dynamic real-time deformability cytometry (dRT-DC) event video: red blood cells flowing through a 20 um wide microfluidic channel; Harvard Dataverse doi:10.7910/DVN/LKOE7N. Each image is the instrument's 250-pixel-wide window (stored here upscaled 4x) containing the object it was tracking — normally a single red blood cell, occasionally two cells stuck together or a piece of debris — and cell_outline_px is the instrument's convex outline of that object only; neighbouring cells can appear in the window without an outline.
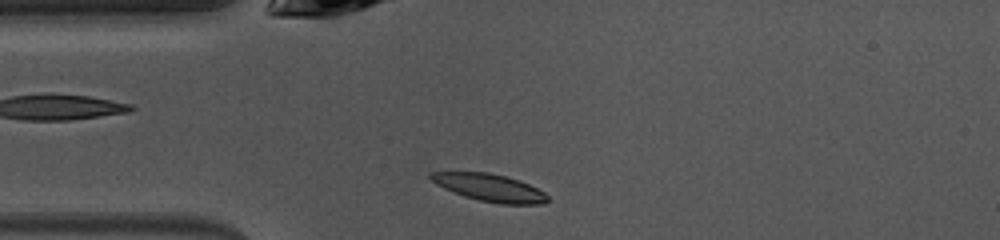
{"species": "common noctule bat (a hibernating species)", "species_latin": "Nyctalus noctula", "temperature_condition": "warm", "stored_images_in_passage": 39, "camera_frame_rate_fps": 3000, "um_per_image_px": 0.085, "animal": {"sex": "female", "body_mass_g": 10.0, "forearm_length_mm": 53.1}, "frame": {"image": 1, "passage_image": 2, "time_ms": 0.333, "image_size_px": [1000, 240], "cell_outline_px": [[552, 200], [544, 204], [500, 204], [480, 200], [464, 196], [444, 188], [436, 184], [428, 176], [428, 172], [488, 172], [520, 180], [544, 192]], "centroid_in_image_um": [41.65, 15.95], "position_along_channel_um": 43.4, "area_um2": 18.67}}
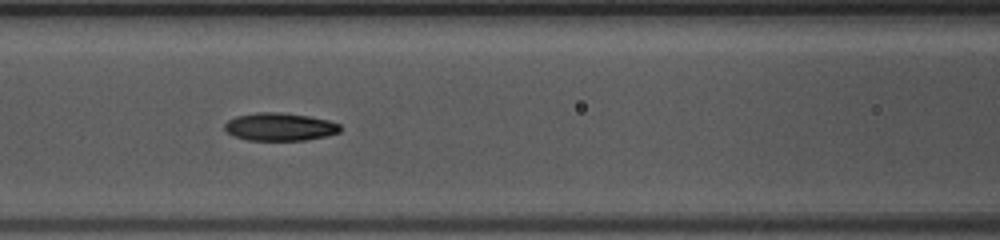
{"frame": {"image": 2, "passage_image": 10, "time_ms": 3.0, "image_size_px": [1000, 240], "cell_outline_px": [[340, 132], [328, 136], [304, 140], [248, 140], [236, 136], [228, 132], [224, 128], [224, 124], [228, 120], [236, 116], [256, 112], [280, 112], [308, 116], [328, 120], [340, 124]], "centroid_in_image_um": [23.79, 10.77], "position_along_channel_um": 142.8, "area_um2": 18.73}}
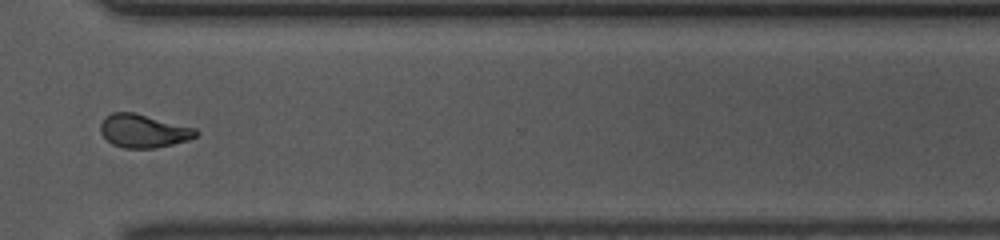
{"frame": {"image": 3, "passage_image": 26, "time_ms": 8.333, "image_size_px": [1000, 240], "cell_outline_px": [[200, 132], [196, 136], [188, 140], [156, 148], [124, 148], [112, 144], [100, 132], [100, 124], [112, 112], [132, 112], [196, 128]], "centroid_in_image_um": [12.21, 11.14], "position_along_channel_um": 358.4, "area_um2": 18.32}, "authors_computed_cell_mechanics": {"area_um2": 18.785, "velocity_mm_per_s": 4.0475, "shape_relaxation_time_tau1_ms": 3.7335, "shape_relaxation_time_tau2_ms": 3.0093, "deformation_change_tau1": 0.1613, "deformation_change_tau2": 0.0996}}